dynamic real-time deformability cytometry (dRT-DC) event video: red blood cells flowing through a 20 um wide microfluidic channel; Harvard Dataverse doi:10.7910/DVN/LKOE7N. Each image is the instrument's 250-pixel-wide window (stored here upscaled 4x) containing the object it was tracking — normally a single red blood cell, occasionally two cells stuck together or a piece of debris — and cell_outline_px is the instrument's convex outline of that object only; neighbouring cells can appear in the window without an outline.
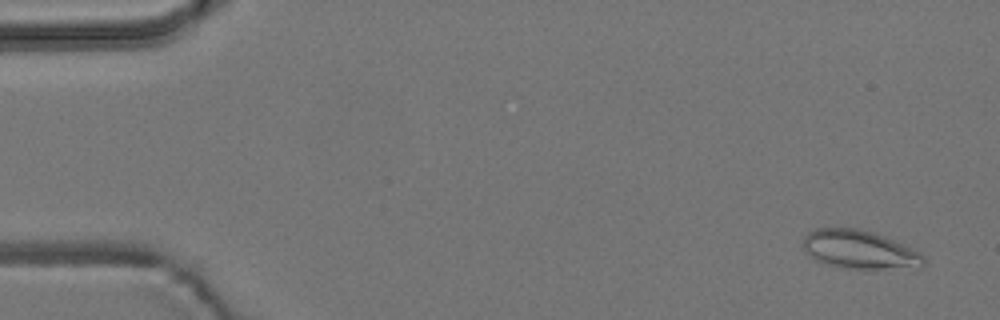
{"species": "common noctule bat (a hibernating species)", "species_latin": "Nyctalus noctula", "temperature_condition": "room temperature", "stored_images_in_passage": 4, "camera_frame_rate_fps": 3000, "um_per_image_px": 0.085, "animal": {"sex": "male", "body_mass_g": 19.2, "forearm_length_mm": 51.8}, "frame": {"image": 1, "passage_image": 1, "time_ms": 0.0, "image_size_px": [1000, 320], "cell_outline_px": [[924, 264], [884, 268], [840, 268], [816, 260], [804, 252], [804, 236], [808, 232], [816, 228], [860, 228], [884, 236], [904, 244], [920, 252], [924, 256]], "centroid_in_image_um": [72.98, 21.18], "position_along_channel_um": 12.0, "area_um2": 26.59}}